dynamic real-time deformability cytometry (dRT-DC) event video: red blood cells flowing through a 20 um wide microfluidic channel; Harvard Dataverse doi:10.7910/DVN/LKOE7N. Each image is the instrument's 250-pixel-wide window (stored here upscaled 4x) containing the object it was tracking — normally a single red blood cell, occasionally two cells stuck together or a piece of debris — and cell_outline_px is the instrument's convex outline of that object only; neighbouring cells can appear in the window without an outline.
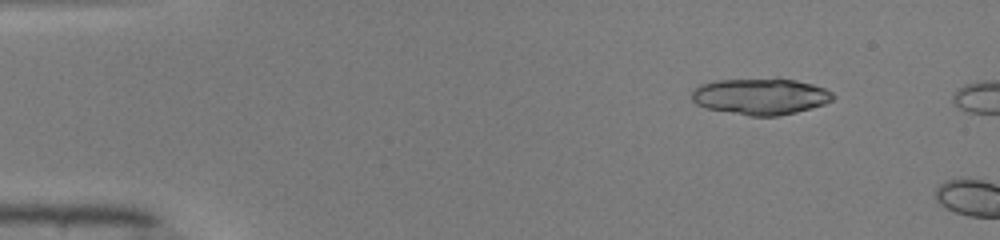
{"species": "common noctule bat (a hibernating species)", "species_latin": "Nyctalus noctula", "temperature_condition": "warm", "stored_images_in_passage": 5, "camera_frame_rate_fps": 3000, "um_per_image_px": 0.085, "animal": {"sex": "male", "body_mass_g": 19.0, "forearm_length_mm": 50.8}, "frame": {"image": 1, "passage_image": 2, "time_ms": 0.333, "image_size_px": [1000, 240], "cell_outline_px": [[836, 96], [832, 100], [824, 104], [796, 112], [776, 116], [748, 116], [704, 108], [696, 104], [692, 100], [692, 92], [700, 84], [716, 80], [796, 80], [812, 84], [824, 88], [832, 92]], "centroid_in_image_um": [64.63, 8.22], "position_along_channel_um": 20.4, "area_um2": 29.54}}